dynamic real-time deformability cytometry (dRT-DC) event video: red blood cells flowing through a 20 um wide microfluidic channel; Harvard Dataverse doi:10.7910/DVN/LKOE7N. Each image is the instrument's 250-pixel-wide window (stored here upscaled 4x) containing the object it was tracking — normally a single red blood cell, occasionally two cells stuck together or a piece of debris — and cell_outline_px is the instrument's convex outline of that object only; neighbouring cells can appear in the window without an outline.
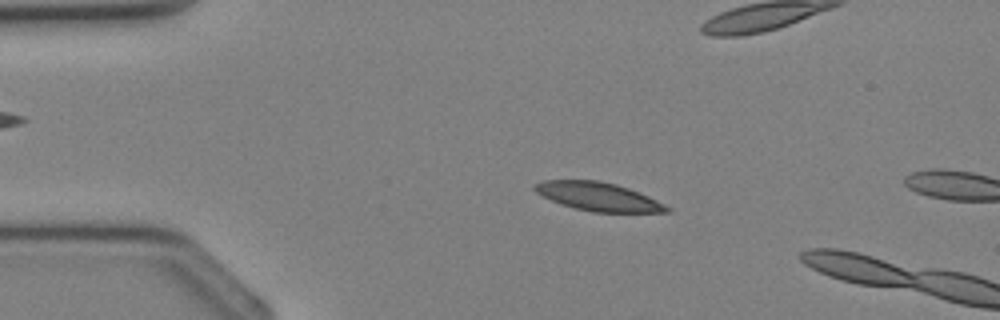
{"species": "Egyptian fruit bat (a non-hibernating species)", "species_latin": "Rousettus aegyptiacus", "temperature_condition": "cold", "stored_images_in_passage": 9, "camera_frame_rate_fps": 3000, "um_per_image_px": 0.085, "animal": {"sex": "female"}, "frame": {"image": 1, "passage_image": 7, "time_ms": 2.0, "image_size_px": [1000, 320], "cell_outline_px": [[672, 212], [592, 212], [560, 204], [536, 192], [532, 188], [532, 184], [544, 180], [600, 180], [616, 184], [628, 188], [648, 196], [672, 208]], "centroid_in_image_um": [50.85, 16.7], "position_along_channel_um": 34.2, "area_um2": 21.91}}